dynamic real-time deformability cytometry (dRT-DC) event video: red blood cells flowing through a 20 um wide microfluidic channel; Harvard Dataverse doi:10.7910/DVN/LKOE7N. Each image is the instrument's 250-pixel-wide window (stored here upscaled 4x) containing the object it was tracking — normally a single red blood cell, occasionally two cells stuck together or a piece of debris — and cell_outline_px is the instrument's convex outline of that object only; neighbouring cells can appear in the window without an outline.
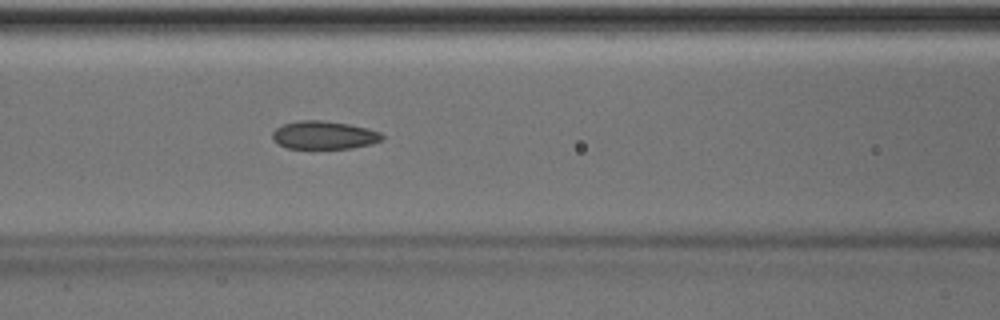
{"species": "Egyptian fruit bat (a non-hibernating species)", "species_latin": "Rousettus aegyptiacus", "temperature_condition": "room temperature", "stored_images_in_passage": 51, "camera_frame_rate_fps": 3000, "um_per_image_px": 0.085, "animal": {"sex": "male"}, "frame": {"image": 1, "passage_image": 22, "time_ms": 7.0, "image_size_px": [1000, 320], "cell_outline_px": [[384, 140], [372, 144], [352, 148], [284, 148], [272, 140], [272, 132], [276, 128], [284, 124], [300, 120], [320, 120], [348, 124], [368, 128], [380, 132], [384, 136]], "centroid_in_image_um": [27.55, 11.49], "position_along_channel_um": 139.1, "area_um2": 18.09}, "authors_computed_cell_mechanics": {"area_um2": 18.5538, "velocity_mm_per_s": 4.064, "shape_relaxation_time_tau1_ms": null, "shape_relaxation_time_tau2_ms": 2.8545, "deformation_change_tau1": null, "deformation_change_tau2": 0.0766}}